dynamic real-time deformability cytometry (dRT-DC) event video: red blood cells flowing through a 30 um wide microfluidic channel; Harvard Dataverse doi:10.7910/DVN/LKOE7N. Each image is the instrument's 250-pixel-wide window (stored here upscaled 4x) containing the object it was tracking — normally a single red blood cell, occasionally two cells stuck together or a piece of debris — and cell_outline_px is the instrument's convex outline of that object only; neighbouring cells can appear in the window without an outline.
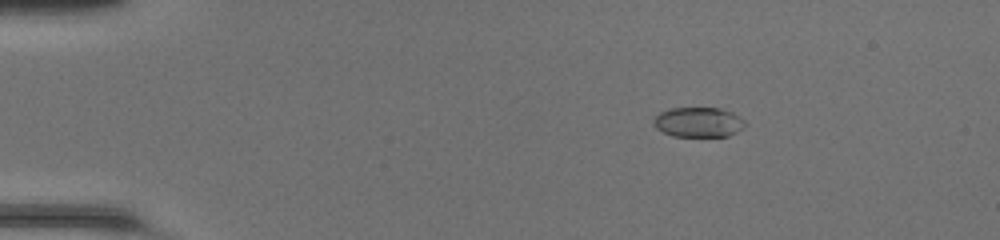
{"species": "common noctule bat (a hibernating species)", "species_latin": "Nyctalus noctula", "temperature_condition": "room temperature", "stored_images_in_passage": 50, "camera_frame_rate_fps": 3000, "um_per_image_px": 0.085, "animal": {"sex": "female", "body_mass_g": 20.0, "forearm_length_mm": 54.0}, "frame": {"image": 1, "passage_image": 9, "time_ms": 2.667, "image_size_px": [1000, 240], "cell_outline_px": [[748, 124], [744, 128], [728, 136], [672, 136], [656, 128], [652, 124], [652, 120], [660, 112], [672, 108], [720, 108], [732, 112], [744, 120]], "centroid_in_image_um": [59.37, 10.38], "position_along_channel_um": 25.6, "area_um2": 16.01}}
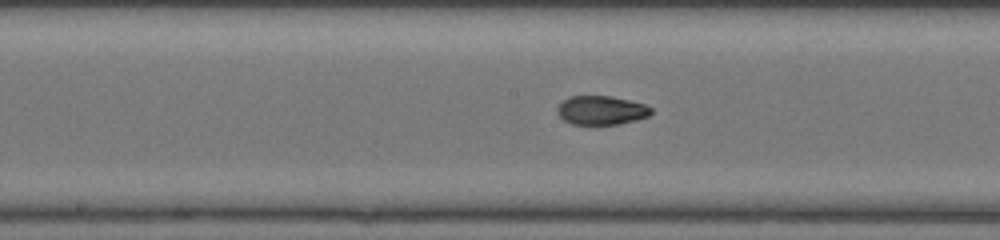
{"frame": {"image": 2, "passage_image": 27, "time_ms": 8.667, "image_size_px": [1000, 240], "cell_outline_px": [[652, 112], [648, 116], [636, 120], [620, 124], [572, 124], [564, 120], [556, 112], [556, 108], [564, 100], [572, 96], [612, 96], [644, 104], [652, 108]], "centroid_in_image_um": [51.11, 9.37], "position_along_channel_um": 197.1, "area_um2": 15.72}}
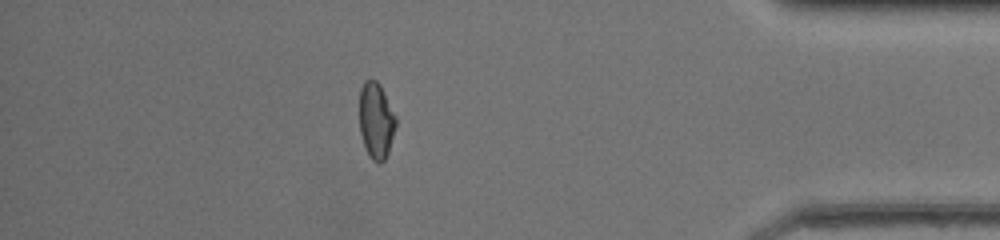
{"frame": {"image": 3, "passage_image": 44, "time_ms": 14.333, "image_size_px": [1000, 240], "cell_outline_px": [[396, 124], [388, 152], [384, 160], [380, 164], [372, 160], [368, 156], [364, 148], [360, 132], [360, 88], [364, 80], [376, 80], [380, 84], [396, 116]], "centroid_in_image_um": [31.96, 10.26], "position_along_channel_um": 403.2, "area_um2": 16.24}, "authors_computed_cell_mechanics": {"area_um2": 16.4441, "velocity_mm_per_s": 4.3015, "shape_relaxation_time_tau1_ms": 5.6565, "shape_relaxation_time_tau2_ms": 1.6243, "deformation_change_tau1": 0.2272, "deformation_change_tau2": 0.0587}}